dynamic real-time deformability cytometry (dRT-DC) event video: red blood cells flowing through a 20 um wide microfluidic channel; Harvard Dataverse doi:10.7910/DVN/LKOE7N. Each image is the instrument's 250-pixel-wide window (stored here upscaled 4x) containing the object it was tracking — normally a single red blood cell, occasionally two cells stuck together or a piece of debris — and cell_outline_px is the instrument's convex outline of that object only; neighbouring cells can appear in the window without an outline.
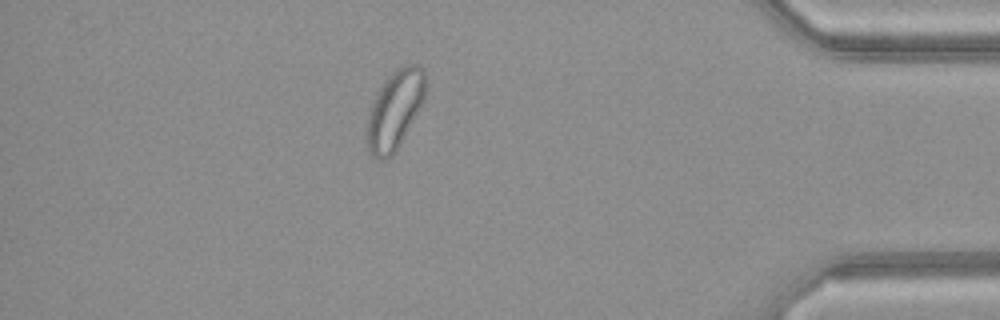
{"species": "common noctule bat (a hibernating species)", "species_latin": "Nyctalus noctula", "temperature_condition": "warm", "stored_images_in_passage": 46, "camera_frame_rate_fps": 3000, "um_per_image_px": 0.085, "animal": {"sex": "female", "body_mass_g": 21.9}, "frame": {"image": 1, "passage_image": 40, "time_ms": 13.0, "image_size_px": [1000, 320], "cell_outline_px": [[424, 100], [396, 152], [392, 156], [384, 160], [380, 160], [372, 156], [368, 148], [368, 116], [372, 104], [380, 88], [388, 76], [396, 68], [404, 64], [420, 64], [424, 68]], "centroid_in_image_um": [33.58, 9.33], "position_along_channel_um": 401.6, "area_um2": 26.47}, "authors_computed_cell_mechanics": {"area_um2": 25.9811, "velocity_mm_per_s": 4.1422, "shape_relaxation_time_tau1_ms": null, "shape_relaxation_time_tau2_ms": 1.3102, "deformation_change_tau1": null, "deformation_change_tau2": 0.0497}}